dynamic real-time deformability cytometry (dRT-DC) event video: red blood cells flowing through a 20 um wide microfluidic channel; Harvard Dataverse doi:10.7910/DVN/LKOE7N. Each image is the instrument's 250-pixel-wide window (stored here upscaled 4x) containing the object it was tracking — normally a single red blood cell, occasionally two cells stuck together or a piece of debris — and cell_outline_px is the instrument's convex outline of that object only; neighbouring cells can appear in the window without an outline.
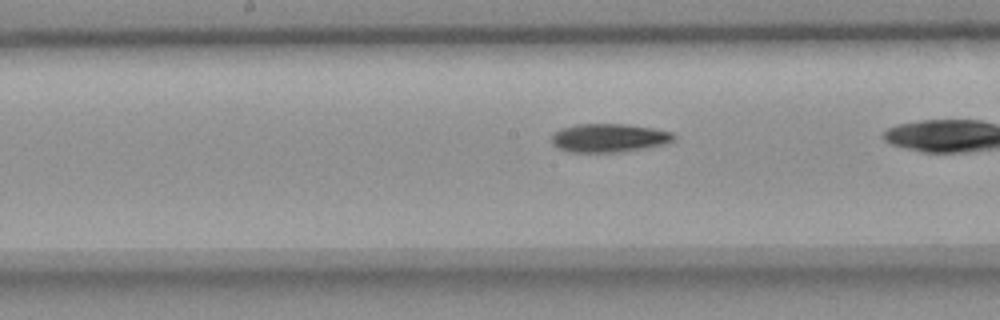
{"species": "common noctule bat (a hibernating species)", "species_latin": "Nyctalus noctula", "temperature_condition": "room temperature", "stored_images_in_passage": 25, "camera_frame_rate_fps": 3000, "um_per_image_px": 0.085, "animal": {"sex": "female", "body_mass_g": 18.4}, "frame": {"image": 1, "passage_image": 11, "time_ms": 3.333, "image_size_px": [1000, 320], "cell_outline_px": [[676, 136], [672, 140], [664, 144], [644, 148], [616, 152], [568, 152], [556, 148], [552, 144], [552, 132], [560, 128], [576, 124], [628, 124], [652, 128], [672, 132]], "centroid_in_image_um": [51.7, 11.72], "position_along_channel_um": 196.5, "area_um2": 20.4}}